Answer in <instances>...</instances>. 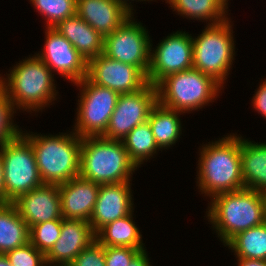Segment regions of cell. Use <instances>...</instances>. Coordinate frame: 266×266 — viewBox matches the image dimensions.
I'll use <instances>...</instances> for the list:
<instances>
[{"mask_svg": "<svg viewBox=\"0 0 266 266\" xmlns=\"http://www.w3.org/2000/svg\"><path fill=\"white\" fill-rule=\"evenodd\" d=\"M44 31L43 48L35 54L48 68L72 85L87 77L88 62L77 49L54 27H45Z\"/></svg>", "mask_w": 266, "mask_h": 266, "instance_id": "4fadbf2b", "label": "cell"}, {"mask_svg": "<svg viewBox=\"0 0 266 266\" xmlns=\"http://www.w3.org/2000/svg\"><path fill=\"white\" fill-rule=\"evenodd\" d=\"M150 45L148 83L156 86L163 78L193 68V37L185 30L169 33L153 47Z\"/></svg>", "mask_w": 266, "mask_h": 266, "instance_id": "8fae6325", "label": "cell"}, {"mask_svg": "<svg viewBox=\"0 0 266 266\" xmlns=\"http://www.w3.org/2000/svg\"><path fill=\"white\" fill-rule=\"evenodd\" d=\"M29 237V227L16 207L11 202L0 204V254L24 246Z\"/></svg>", "mask_w": 266, "mask_h": 266, "instance_id": "d4e9b609", "label": "cell"}, {"mask_svg": "<svg viewBox=\"0 0 266 266\" xmlns=\"http://www.w3.org/2000/svg\"><path fill=\"white\" fill-rule=\"evenodd\" d=\"M119 1L123 6H125L127 9H129L130 12L132 13H136V10L134 9V4L132 5V1L134 3L135 2H143V1H147L149 3V1H156V0H117ZM129 2V3H128Z\"/></svg>", "mask_w": 266, "mask_h": 266, "instance_id": "74e56055", "label": "cell"}, {"mask_svg": "<svg viewBox=\"0 0 266 266\" xmlns=\"http://www.w3.org/2000/svg\"><path fill=\"white\" fill-rule=\"evenodd\" d=\"M163 1V0H162ZM175 14L207 24H218L229 18L230 9L221 0H164ZM228 9V10H227ZM228 15V16H227ZM208 22V23H207Z\"/></svg>", "mask_w": 266, "mask_h": 266, "instance_id": "cb8c5ba5", "label": "cell"}, {"mask_svg": "<svg viewBox=\"0 0 266 266\" xmlns=\"http://www.w3.org/2000/svg\"><path fill=\"white\" fill-rule=\"evenodd\" d=\"M75 85L80 95L72 131L80 138L103 136L120 94L92 83L87 77Z\"/></svg>", "mask_w": 266, "mask_h": 266, "instance_id": "ba28073f", "label": "cell"}, {"mask_svg": "<svg viewBox=\"0 0 266 266\" xmlns=\"http://www.w3.org/2000/svg\"><path fill=\"white\" fill-rule=\"evenodd\" d=\"M70 266H106L104 246L94 240L75 257Z\"/></svg>", "mask_w": 266, "mask_h": 266, "instance_id": "1f68e13d", "label": "cell"}, {"mask_svg": "<svg viewBox=\"0 0 266 266\" xmlns=\"http://www.w3.org/2000/svg\"><path fill=\"white\" fill-rule=\"evenodd\" d=\"M29 2L46 20L44 27H55L60 21L76 13V0H29Z\"/></svg>", "mask_w": 266, "mask_h": 266, "instance_id": "83f0119b", "label": "cell"}, {"mask_svg": "<svg viewBox=\"0 0 266 266\" xmlns=\"http://www.w3.org/2000/svg\"><path fill=\"white\" fill-rule=\"evenodd\" d=\"M15 63L4 74L6 77L0 74V88L15 108L20 113L25 111L36 115L55 104L59 92L56 76L48 66L35 53Z\"/></svg>", "mask_w": 266, "mask_h": 266, "instance_id": "7a4b0ae2", "label": "cell"}, {"mask_svg": "<svg viewBox=\"0 0 266 266\" xmlns=\"http://www.w3.org/2000/svg\"><path fill=\"white\" fill-rule=\"evenodd\" d=\"M29 229L38 223L62 220L59 186L43 184L11 202Z\"/></svg>", "mask_w": 266, "mask_h": 266, "instance_id": "2e32d148", "label": "cell"}, {"mask_svg": "<svg viewBox=\"0 0 266 266\" xmlns=\"http://www.w3.org/2000/svg\"><path fill=\"white\" fill-rule=\"evenodd\" d=\"M58 186L63 219L89 222L97 200L100 184L79 176Z\"/></svg>", "mask_w": 266, "mask_h": 266, "instance_id": "ac0fdd59", "label": "cell"}, {"mask_svg": "<svg viewBox=\"0 0 266 266\" xmlns=\"http://www.w3.org/2000/svg\"><path fill=\"white\" fill-rule=\"evenodd\" d=\"M70 130L55 135L22 131L34 150L44 184L59 185L79 177L82 138Z\"/></svg>", "mask_w": 266, "mask_h": 266, "instance_id": "277c9868", "label": "cell"}, {"mask_svg": "<svg viewBox=\"0 0 266 266\" xmlns=\"http://www.w3.org/2000/svg\"><path fill=\"white\" fill-rule=\"evenodd\" d=\"M134 211L127 216L106 224L95 235L103 246L146 249L143 235L134 220Z\"/></svg>", "mask_w": 266, "mask_h": 266, "instance_id": "603a6c76", "label": "cell"}, {"mask_svg": "<svg viewBox=\"0 0 266 266\" xmlns=\"http://www.w3.org/2000/svg\"><path fill=\"white\" fill-rule=\"evenodd\" d=\"M5 255L12 266H47L45 254L37 250L30 242Z\"/></svg>", "mask_w": 266, "mask_h": 266, "instance_id": "4dcf8cb0", "label": "cell"}, {"mask_svg": "<svg viewBox=\"0 0 266 266\" xmlns=\"http://www.w3.org/2000/svg\"><path fill=\"white\" fill-rule=\"evenodd\" d=\"M94 240L96 235L89 222L62 219L60 237L45 254L47 266L70 265Z\"/></svg>", "mask_w": 266, "mask_h": 266, "instance_id": "e0dca14e", "label": "cell"}, {"mask_svg": "<svg viewBox=\"0 0 266 266\" xmlns=\"http://www.w3.org/2000/svg\"><path fill=\"white\" fill-rule=\"evenodd\" d=\"M147 249L141 250L130 262L129 266H153Z\"/></svg>", "mask_w": 266, "mask_h": 266, "instance_id": "e575fe53", "label": "cell"}, {"mask_svg": "<svg viewBox=\"0 0 266 266\" xmlns=\"http://www.w3.org/2000/svg\"><path fill=\"white\" fill-rule=\"evenodd\" d=\"M261 80L262 82H259L258 88L254 91L251 104L253 109L266 119V78Z\"/></svg>", "mask_w": 266, "mask_h": 266, "instance_id": "836d02e7", "label": "cell"}, {"mask_svg": "<svg viewBox=\"0 0 266 266\" xmlns=\"http://www.w3.org/2000/svg\"><path fill=\"white\" fill-rule=\"evenodd\" d=\"M155 87L158 103L184 114L209 106L224 90L213 77L195 68L171 74Z\"/></svg>", "mask_w": 266, "mask_h": 266, "instance_id": "8992f818", "label": "cell"}, {"mask_svg": "<svg viewBox=\"0 0 266 266\" xmlns=\"http://www.w3.org/2000/svg\"><path fill=\"white\" fill-rule=\"evenodd\" d=\"M17 111L5 92L0 88V148L6 142L22 134L23 130L13 120Z\"/></svg>", "mask_w": 266, "mask_h": 266, "instance_id": "f546056e", "label": "cell"}, {"mask_svg": "<svg viewBox=\"0 0 266 266\" xmlns=\"http://www.w3.org/2000/svg\"><path fill=\"white\" fill-rule=\"evenodd\" d=\"M137 169L122 140H109L102 136L82 138L81 178L97 184L131 182Z\"/></svg>", "mask_w": 266, "mask_h": 266, "instance_id": "5b68a950", "label": "cell"}, {"mask_svg": "<svg viewBox=\"0 0 266 266\" xmlns=\"http://www.w3.org/2000/svg\"><path fill=\"white\" fill-rule=\"evenodd\" d=\"M240 134L227 133L199 146L196 186L199 194L213 196L244 189L240 158Z\"/></svg>", "mask_w": 266, "mask_h": 266, "instance_id": "6da1fadb", "label": "cell"}, {"mask_svg": "<svg viewBox=\"0 0 266 266\" xmlns=\"http://www.w3.org/2000/svg\"><path fill=\"white\" fill-rule=\"evenodd\" d=\"M4 167L5 203L43 185L31 143L21 134L0 148Z\"/></svg>", "mask_w": 266, "mask_h": 266, "instance_id": "9c48e42d", "label": "cell"}, {"mask_svg": "<svg viewBox=\"0 0 266 266\" xmlns=\"http://www.w3.org/2000/svg\"><path fill=\"white\" fill-rule=\"evenodd\" d=\"M227 18L218 24L205 25L193 36V68L213 77L225 87L236 56L233 21ZM195 37V38H194Z\"/></svg>", "mask_w": 266, "mask_h": 266, "instance_id": "52a82bcc", "label": "cell"}, {"mask_svg": "<svg viewBox=\"0 0 266 266\" xmlns=\"http://www.w3.org/2000/svg\"><path fill=\"white\" fill-rule=\"evenodd\" d=\"M184 113L164 107L156 103L148 116V123L151 126L155 142L158 148L166 151L182 138V119ZM181 136V137H180Z\"/></svg>", "mask_w": 266, "mask_h": 266, "instance_id": "7402d4cb", "label": "cell"}, {"mask_svg": "<svg viewBox=\"0 0 266 266\" xmlns=\"http://www.w3.org/2000/svg\"><path fill=\"white\" fill-rule=\"evenodd\" d=\"M0 266H12L5 254H0Z\"/></svg>", "mask_w": 266, "mask_h": 266, "instance_id": "f35d334b", "label": "cell"}, {"mask_svg": "<svg viewBox=\"0 0 266 266\" xmlns=\"http://www.w3.org/2000/svg\"><path fill=\"white\" fill-rule=\"evenodd\" d=\"M87 78L119 94L137 92L148 84L147 76L139 68L110 59L104 54L88 61Z\"/></svg>", "mask_w": 266, "mask_h": 266, "instance_id": "5bb4252c", "label": "cell"}, {"mask_svg": "<svg viewBox=\"0 0 266 266\" xmlns=\"http://www.w3.org/2000/svg\"><path fill=\"white\" fill-rule=\"evenodd\" d=\"M240 135V158L244 188L266 194V142Z\"/></svg>", "mask_w": 266, "mask_h": 266, "instance_id": "44dd1931", "label": "cell"}, {"mask_svg": "<svg viewBox=\"0 0 266 266\" xmlns=\"http://www.w3.org/2000/svg\"><path fill=\"white\" fill-rule=\"evenodd\" d=\"M227 7H229L228 5H230L229 4V2L228 1H230V0H221Z\"/></svg>", "mask_w": 266, "mask_h": 266, "instance_id": "ab89813d", "label": "cell"}, {"mask_svg": "<svg viewBox=\"0 0 266 266\" xmlns=\"http://www.w3.org/2000/svg\"><path fill=\"white\" fill-rule=\"evenodd\" d=\"M124 147L128 153L129 159L139 169L142 164L154 156L159 155L161 151L154 139L150 124L147 122L136 126L122 140Z\"/></svg>", "mask_w": 266, "mask_h": 266, "instance_id": "4316f807", "label": "cell"}, {"mask_svg": "<svg viewBox=\"0 0 266 266\" xmlns=\"http://www.w3.org/2000/svg\"><path fill=\"white\" fill-rule=\"evenodd\" d=\"M4 203H5L4 167H3V160L0 154V204Z\"/></svg>", "mask_w": 266, "mask_h": 266, "instance_id": "d590c367", "label": "cell"}, {"mask_svg": "<svg viewBox=\"0 0 266 266\" xmlns=\"http://www.w3.org/2000/svg\"><path fill=\"white\" fill-rule=\"evenodd\" d=\"M106 266H129L132 259L144 249L104 246Z\"/></svg>", "mask_w": 266, "mask_h": 266, "instance_id": "d6a6232c", "label": "cell"}, {"mask_svg": "<svg viewBox=\"0 0 266 266\" xmlns=\"http://www.w3.org/2000/svg\"><path fill=\"white\" fill-rule=\"evenodd\" d=\"M76 13L103 37L120 27L132 14L117 0H76Z\"/></svg>", "mask_w": 266, "mask_h": 266, "instance_id": "d6986e66", "label": "cell"}, {"mask_svg": "<svg viewBox=\"0 0 266 266\" xmlns=\"http://www.w3.org/2000/svg\"><path fill=\"white\" fill-rule=\"evenodd\" d=\"M62 220H50L33 225L29 242L39 251L46 254L60 237Z\"/></svg>", "mask_w": 266, "mask_h": 266, "instance_id": "f1b7e54d", "label": "cell"}, {"mask_svg": "<svg viewBox=\"0 0 266 266\" xmlns=\"http://www.w3.org/2000/svg\"><path fill=\"white\" fill-rule=\"evenodd\" d=\"M205 213L225 246L238 233L266 221V194L248 188L220 193L210 199Z\"/></svg>", "mask_w": 266, "mask_h": 266, "instance_id": "3957f363", "label": "cell"}, {"mask_svg": "<svg viewBox=\"0 0 266 266\" xmlns=\"http://www.w3.org/2000/svg\"><path fill=\"white\" fill-rule=\"evenodd\" d=\"M54 28L77 49L87 62L102 54L104 37L77 13L60 21Z\"/></svg>", "mask_w": 266, "mask_h": 266, "instance_id": "ffe728a7", "label": "cell"}, {"mask_svg": "<svg viewBox=\"0 0 266 266\" xmlns=\"http://www.w3.org/2000/svg\"><path fill=\"white\" fill-rule=\"evenodd\" d=\"M156 103L157 90L151 83L137 92L120 94L102 137L123 140L136 126L148 121L149 113Z\"/></svg>", "mask_w": 266, "mask_h": 266, "instance_id": "7c38bea8", "label": "cell"}, {"mask_svg": "<svg viewBox=\"0 0 266 266\" xmlns=\"http://www.w3.org/2000/svg\"><path fill=\"white\" fill-rule=\"evenodd\" d=\"M237 266H266V260L236 259Z\"/></svg>", "mask_w": 266, "mask_h": 266, "instance_id": "8d00e7d4", "label": "cell"}, {"mask_svg": "<svg viewBox=\"0 0 266 266\" xmlns=\"http://www.w3.org/2000/svg\"><path fill=\"white\" fill-rule=\"evenodd\" d=\"M49 266H70V265H49Z\"/></svg>", "mask_w": 266, "mask_h": 266, "instance_id": "60d3db41", "label": "cell"}, {"mask_svg": "<svg viewBox=\"0 0 266 266\" xmlns=\"http://www.w3.org/2000/svg\"><path fill=\"white\" fill-rule=\"evenodd\" d=\"M224 247H228L236 259L266 260V221L238 233Z\"/></svg>", "mask_w": 266, "mask_h": 266, "instance_id": "484cf974", "label": "cell"}, {"mask_svg": "<svg viewBox=\"0 0 266 266\" xmlns=\"http://www.w3.org/2000/svg\"><path fill=\"white\" fill-rule=\"evenodd\" d=\"M131 187L132 182L100 184L94 210L89 220L95 234L106 224L135 211Z\"/></svg>", "mask_w": 266, "mask_h": 266, "instance_id": "9a60e30c", "label": "cell"}, {"mask_svg": "<svg viewBox=\"0 0 266 266\" xmlns=\"http://www.w3.org/2000/svg\"><path fill=\"white\" fill-rule=\"evenodd\" d=\"M132 13L111 34L104 37L103 52L110 59L131 64L146 76L150 65L151 35Z\"/></svg>", "mask_w": 266, "mask_h": 266, "instance_id": "30bf717a", "label": "cell"}]
</instances>
